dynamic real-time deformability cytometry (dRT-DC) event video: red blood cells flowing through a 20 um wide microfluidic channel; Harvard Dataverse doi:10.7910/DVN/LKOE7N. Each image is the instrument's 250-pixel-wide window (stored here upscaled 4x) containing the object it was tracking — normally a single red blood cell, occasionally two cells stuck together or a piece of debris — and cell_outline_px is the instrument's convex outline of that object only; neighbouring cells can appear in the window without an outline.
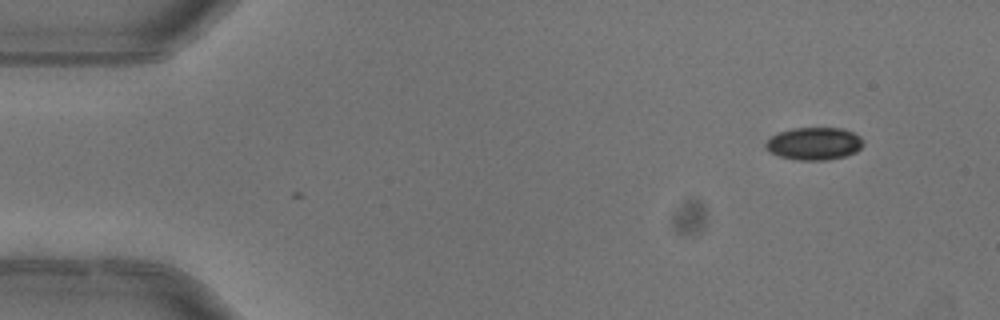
{"species": "common noctule bat (a hibernating species)", "species_latin": "Nyctalus noctula", "temperature_condition": "warm", "stored_images_in_passage": 5, "camera_frame_rate_fps": 3000, "um_per_image_px": 0.085, "animal": {"sex": "female"}, "frame": {"image": 1, "passage_image": 1, "time_ms": 0.0, "image_size_px": [1000, 320], "cell_outline_px": [[864, 144], [856, 152], [844, 156], [828, 160], [796, 160], [780, 156], [768, 152], [764, 148], [764, 144], [772, 136], [780, 132], [792, 128], [840, 128], [852, 132], [860, 136]], "centroid_in_image_um": [69.18, 12.21], "position_along_channel_um": 15.8, "area_um2": 18.55}}